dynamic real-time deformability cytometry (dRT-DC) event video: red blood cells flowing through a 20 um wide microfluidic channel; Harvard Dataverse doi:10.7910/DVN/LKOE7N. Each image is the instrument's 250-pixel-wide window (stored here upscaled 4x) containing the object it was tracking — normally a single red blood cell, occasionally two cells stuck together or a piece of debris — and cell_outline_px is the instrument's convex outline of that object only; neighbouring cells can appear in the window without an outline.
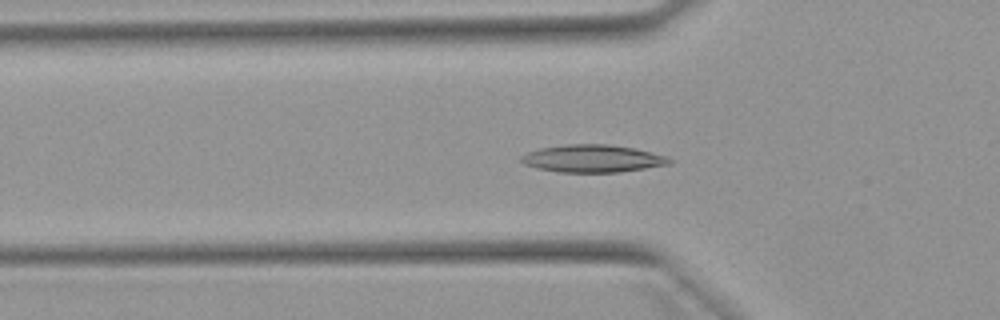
{"species": "Egyptian fruit bat (a non-hibernating species)", "species_latin": "Rousettus aegyptiacus", "temperature_condition": "warm", "stored_images_in_passage": 52, "camera_frame_rate_fps": 3000, "um_per_image_px": 0.085, "animal": {"sex": "female"}, "frame": {"image": 1, "passage_image": 17, "time_ms": 5.333, "image_size_px": [1000, 320], "cell_outline_px": [[672, 164], [620, 172], [560, 172], [536, 168], [524, 164], [520, 160], [520, 156], [528, 152], [540, 148], [568, 144], [608, 144], [632, 148], [652, 152], [668, 156], [672, 160]], "centroid_in_image_um": [50.39, 13.48], "position_along_channel_um": 75.4, "area_um2": 23.81}}
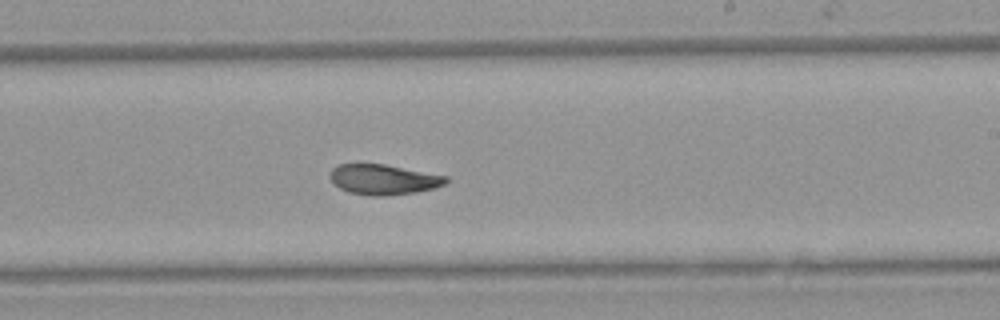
{"frame": {"image": 2, "passage_image": 31, "time_ms": 10.0, "image_size_px": [1000, 320], "cell_outline_px": [[448, 180], [444, 184], [432, 188], [416, 192], [388, 196], [368, 196], [348, 192], [340, 188], [328, 176], [332, 168], [340, 164], [384, 164], [448, 176]], "centroid_in_image_um": [32.58, 15.26], "position_along_channel_um": 256.4, "area_um2": 20.4}}
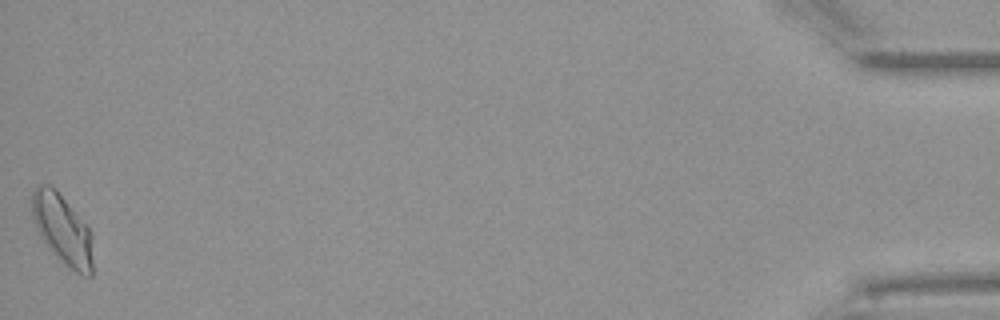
{"frame": {"image": 3, "passage_image": 52, "time_ms": 17.0, "image_size_px": [1000, 320], "cell_outline_px": [[92, 276], [84, 276], [76, 272], [64, 264], [60, 260], [40, 236], [36, 228], [32, 216], [32, 192], [40, 184], [48, 184], [56, 188], [88, 224], [92, 236]], "centroid_in_image_um": [5.33, 19.47], "position_along_channel_um": 429.9, "area_um2": 25.03}, "authors_computed_cell_mechanics": {"area_um2": 21.7328, "velocity_mm_per_s": 3.8846, "shape_relaxation_time_tau1_ms": 8.7932, "shape_relaxation_time_tau2_ms": 2.6515, "deformation_change_tau1": 0.2085, "deformation_change_tau2": 0.0746}}